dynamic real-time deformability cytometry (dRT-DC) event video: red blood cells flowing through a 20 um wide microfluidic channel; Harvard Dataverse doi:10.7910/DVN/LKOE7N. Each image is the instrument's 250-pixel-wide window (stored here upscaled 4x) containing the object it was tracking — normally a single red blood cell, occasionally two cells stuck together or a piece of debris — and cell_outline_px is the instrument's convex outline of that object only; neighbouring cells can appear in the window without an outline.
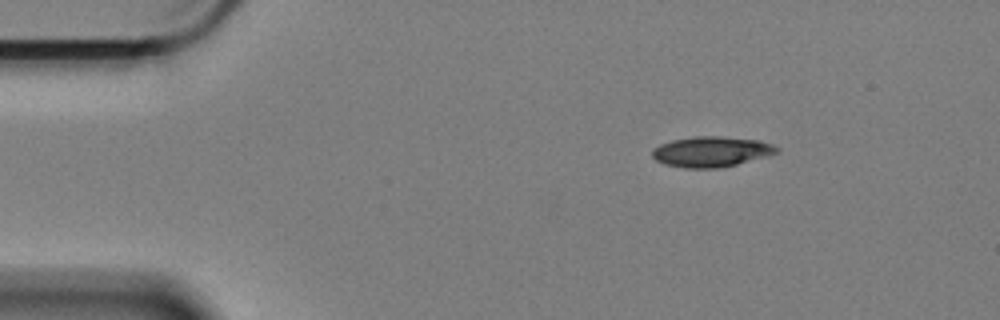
{"species": "Egyptian fruit bat (a non-hibernating species)", "species_latin": "Rousettus aegyptiacus", "temperature_condition": "cold", "stored_images_in_passage": 51, "camera_frame_rate_fps": 3000, "um_per_image_px": 0.085, "animal": {"sex": "female"}, "frame": {"image": 1, "passage_image": 1, "time_ms": 0.0, "image_size_px": [1000, 320], "cell_outline_px": [[780, 152], [772, 156], [720, 168], [684, 168], [664, 164], [656, 160], [652, 156], [652, 148], [660, 144], [672, 140], [696, 136], [720, 136], [756, 140], [772, 144], [780, 148]], "centroid_in_image_um": [60.5, 12.9], "position_along_channel_um": 24.5, "area_um2": 22.37}}
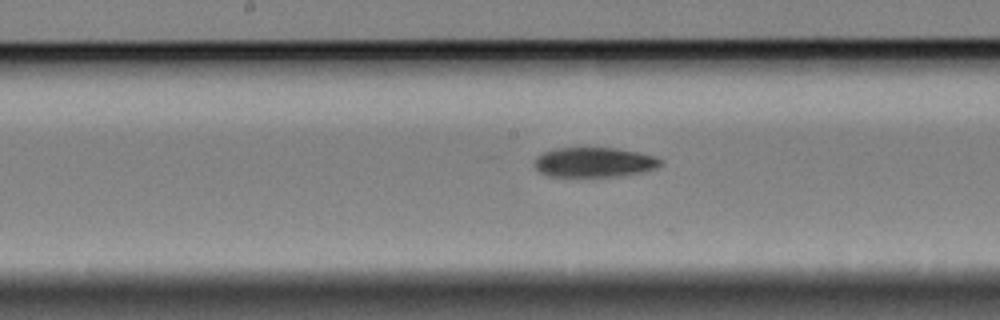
{"frame": {"image": 2, "passage_image": 22, "time_ms": 7.0, "image_size_px": [1000, 320], "cell_outline_px": [[664, 164], [656, 168], [644, 172], [620, 176], [548, 176], [540, 172], [532, 164], [536, 156], [544, 152], [556, 148], [616, 148], [640, 152], [660, 156], [664, 160]], "centroid_in_image_um": [50.58, 13.78], "position_along_channel_um": 197.6, "area_um2": 22.31}}
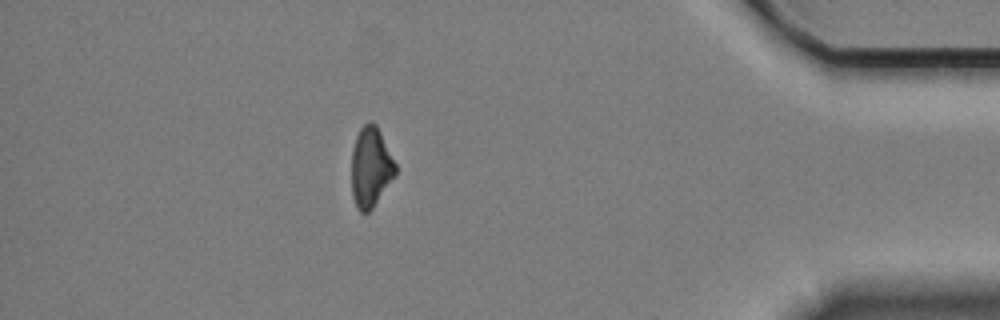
{"frame": {"image": 3, "passage_image": 44, "time_ms": 14.333, "image_size_px": [1000, 320], "cell_outline_px": [[396, 176], [372, 208], [368, 212], [360, 212], [356, 208], [352, 196], [352, 148], [356, 136], [360, 128], [368, 120], [372, 120], [376, 124], [396, 164]], "centroid_in_image_um": [31.51, 14.2], "position_along_channel_um": 403.7, "area_um2": 20.63}, "authors_computed_cell_mechanics": {"area_um2": 22.3686, "velocity_mm_per_s": 3.3981, "shape_relaxation_time_tau1_ms": 5.3146, "shape_relaxation_time_tau2_ms": null, "deformation_change_tau1": 0.1378, "deformation_change_tau2": null}}